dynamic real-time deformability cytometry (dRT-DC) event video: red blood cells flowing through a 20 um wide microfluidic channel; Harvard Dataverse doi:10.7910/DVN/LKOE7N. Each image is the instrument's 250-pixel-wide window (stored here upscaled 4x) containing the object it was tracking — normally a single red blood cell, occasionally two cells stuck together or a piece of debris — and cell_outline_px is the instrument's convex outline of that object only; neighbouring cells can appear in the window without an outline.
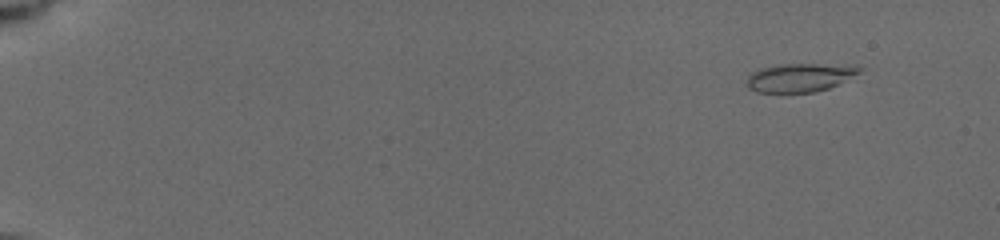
{"species": "common noctule bat (a hibernating species)", "species_latin": "Nyctalus noctula", "temperature_condition": "cold", "stored_images_in_passage": 14, "camera_frame_rate_fps": 3000, "um_per_image_px": 0.085, "animal": {"sex": "female", "body_mass_g": 19.5, "forearm_length_mm": 54.1}, "frame": {"image": 1, "passage_image": 3, "time_ms": 1.0, "image_size_px": [1000, 240], "cell_outline_px": [[860, 72], [828, 88], [812, 92], [784, 96], [756, 92], [748, 88], [748, 76], [752, 72], [760, 68], [784, 64], [856, 64], [860, 68]], "centroid_in_image_um": [67.93, 6.63], "position_along_channel_um": 17.1, "area_um2": 19.31}}
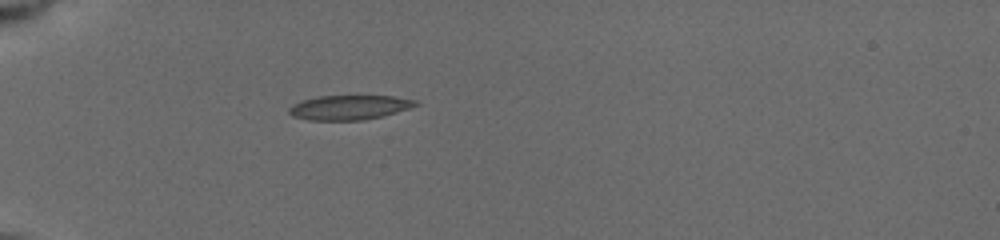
{"frame": {"image": 2, "passage_image": 11, "time_ms": 5.333, "image_size_px": [1000, 240], "cell_outline_px": [[420, 104], [396, 112], [364, 120], [308, 120], [292, 116], [288, 112], [288, 108], [292, 104], [300, 100], [316, 96], [392, 96], [416, 100]], "centroid_in_image_um": [29.62, 9.12], "position_along_channel_um": 55.4, "area_um2": 18.09}}
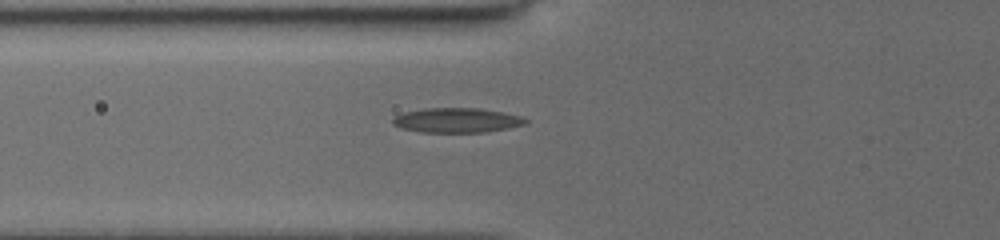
{"frame": {"image": 3, "passage_image": 13, "time_ms": 6.667, "image_size_px": [1000, 240], "cell_outline_px": [[528, 124], [488, 132], [420, 132], [404, 128], [392, 124], [392, 116], [404, 112], [424, 108], [480, 108], [520, 116], [528, 120]], "centroid_in_image_um": [38.82, 10.22], "position_along_channel_um": 87.0, "area_um2": 19.13}}